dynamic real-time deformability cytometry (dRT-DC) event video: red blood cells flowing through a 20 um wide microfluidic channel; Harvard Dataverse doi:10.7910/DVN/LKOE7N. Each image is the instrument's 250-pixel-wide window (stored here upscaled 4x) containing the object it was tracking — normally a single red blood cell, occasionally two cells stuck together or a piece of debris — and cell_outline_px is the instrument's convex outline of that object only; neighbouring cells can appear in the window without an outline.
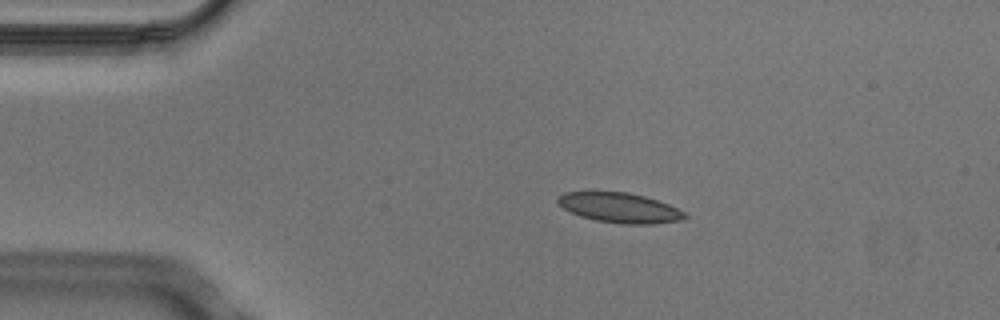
{"species": "Egyptian fruit bat (a non-hibernating species)", "species_latin": "Rousettus aegyptiacus", "temperature_condition": "cold", "stored_images_in_passage": 3, "camera_frame_rate_fps": 3000, "um_per_image_px": 0.085, "animal": {"sex": "male"}, "frame": {"image": 1, "passage_image": 1, "time_ms": 0.0, "image_size_px": [1000, 320], "cell_outline_px": [[688, 216], [680, 220], [652, 224], [620, 224], [596, 220], [580, 216], [564, 208], [556, 200], [564, 192], [628, 192], [644, 196], [668, 204], [684, 212]], "centroid_in_image_um": [52.68, 17.66], "position_along_channel_um": 32.3, "area_um2": 21.85}}
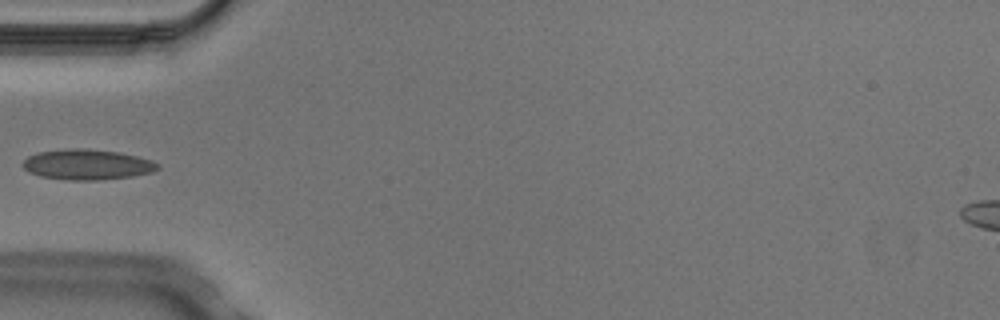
{"frame": {"image": 2, "passage_image": 3, "time_ms": 0.667, "image_size_px": [1000, 320], "cell_outline_px": [[160, 168], [152, 172], [132, 176], [100, 180], [72, 180], [40, 176], [28, 172], [20, 164], [28, 156], [40, 152], [68, 148], [84, 148], [120, 152], [152, 160], [160, 164]], "centroid_in_image_um": [7.42, 13.98], "position_along_channel_um": 77.6, "area_um2": 23.99}}